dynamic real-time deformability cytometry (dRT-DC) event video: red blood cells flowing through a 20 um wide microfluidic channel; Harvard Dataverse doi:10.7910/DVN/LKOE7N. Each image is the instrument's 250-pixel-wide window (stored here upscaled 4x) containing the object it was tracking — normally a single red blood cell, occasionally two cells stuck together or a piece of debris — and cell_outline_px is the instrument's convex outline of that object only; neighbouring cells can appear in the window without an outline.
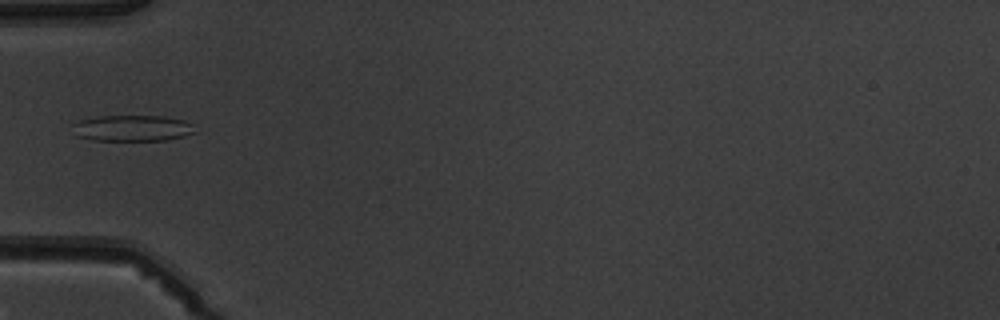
{"species": "common noctule bat (a hibernating species)", "species_latin": "Nyctalus noctula", "temperature_condition": "warm", "stored_images_in_passage": 2, "camera_frame_rate_fps": 3000, "um_per_image_px": 0.085, "animal": {"sex": "male", "body_mass_g": 19.5, "forearm_length_mm": 54.6}, "frame": {"image": 1, "passage_image": 1, "time_ms": 0.0, "image_size_px": [1000, 320], "cell_outline_px": [[196, 132], [184, 136], [164, 140], [92, 140], [76, 136], [72, 124], [80, 120], [96, 116], [164, 116], [184, 120], [192, 124]], "centroid_in_image_um": [11.24, 10.89], "position_along_channel_um": 73.8, "area_um2": 18.61}}